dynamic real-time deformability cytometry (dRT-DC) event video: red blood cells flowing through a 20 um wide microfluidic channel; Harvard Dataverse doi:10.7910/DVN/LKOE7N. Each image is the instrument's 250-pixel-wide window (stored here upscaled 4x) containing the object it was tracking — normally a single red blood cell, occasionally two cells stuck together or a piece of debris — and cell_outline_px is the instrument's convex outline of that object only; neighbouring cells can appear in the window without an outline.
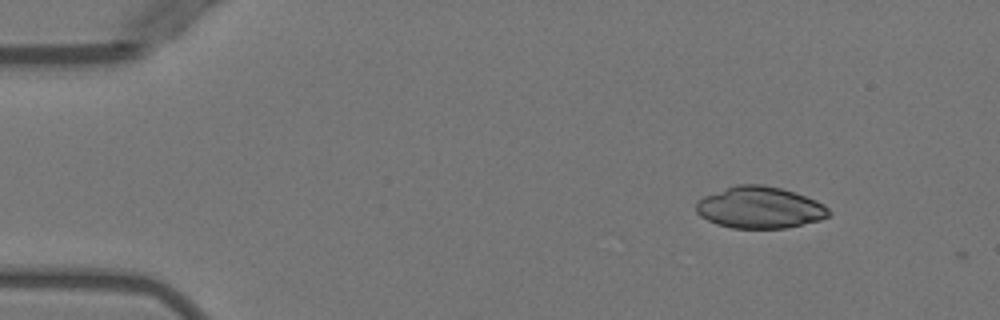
{"species": "Egyptian fruit bat (a non-hibernating species)", "species_latin": "Rousettus aegyptiacus", "temperature_condition": "warm", "stored_images_in_passage": 2, "camera_frame_rate_fps": 3000, "um_per_image_px": 0.085, "animal": {"sex": "female"}, "frame": {"image": 1, "passage_image": 1, "time_ms": 0.0, "image_size_px": [1000, 320], "cell_outline_px": [[832, 216], [820, 220], [784, 228], [732, 228], [716, 224], [700, 216], [696, 212], [696, 200], [704, 196], [736, 184], [764, 184], [796, 192], [816, 200], [824, 204], [832, 212]], "centroid_in_image_um": [64.59, 17.63], "position_along_channel_um": 20.4, "area_um2": 32.48}}